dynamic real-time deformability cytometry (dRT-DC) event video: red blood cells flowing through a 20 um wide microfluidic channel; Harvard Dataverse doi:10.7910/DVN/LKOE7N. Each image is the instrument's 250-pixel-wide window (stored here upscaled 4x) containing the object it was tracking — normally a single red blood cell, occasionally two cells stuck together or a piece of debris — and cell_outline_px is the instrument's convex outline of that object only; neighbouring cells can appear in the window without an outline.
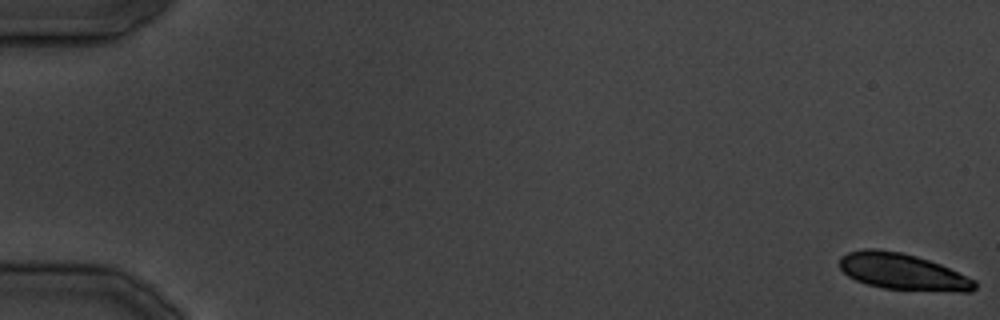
{"species": "common noctule bat (a hibernating species)", "species_latin": "Nyctalus noctula", "temperature_condition": "cold", "stored_images_in_passage": 38, "camera_frame_rate_fps": 3000, "um_per_image_px": 0.085, "animal": {"sex": "male", "body_mass_g": 19.5, "forearm_length_mm": 54.6}, "frame": {"image": 1, "passage_image": 1, "time_ms": 0.0, "image_size_px": [1000, 320], "cell_outline_px": [[976, 288], [972, 292], [960, 292], [884, 288], [868, 284], [856, 280], [848, 276], [840, 268], [840, 256], [848, 252], [864, 248], [872, 248], [904, 252], [940, 264], [976, 280]], "centroid_in_image_um": [76.73, 23.09], "position_along_channel_um": 8.3, "area_um2": 28.67}}
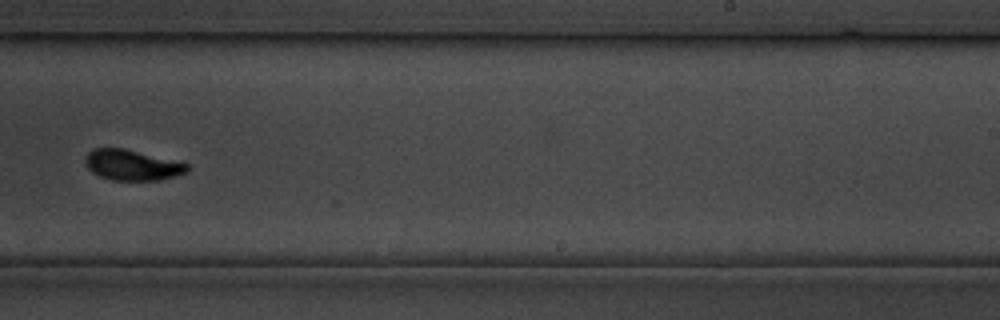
{"frame": {"image": 2, "passage_image": 24, "time_ms": 29.333, "image_size_px": [1000, 320], "cell_outline_px": [[188, 172], [176, 176], [160, 180], [112, 180], [100, 176], [92, 172], [84, 164], [84, 156], [92, 148], [124, 148], [180, 160], [188, 164]], "centroid_in_image_um": [11.25, 14.01], "position_along_channel_um": 277.8, "area_um2": 18.61}}
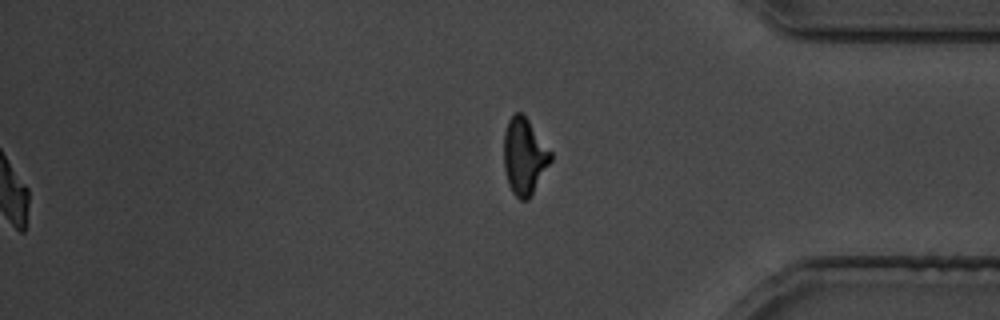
{"frame": {"image": 3, "passage_image": 38, "time_ms": 46.0, "image_size_px": [1000, 320], "cell_outline_px": [[552, 160], [528, 200], [520, 200], [512, 192], [508, 184], [504, 168], [504, 132], [508, 120], [516, 112], [520, 112], [528, 120], [552, 152]], "centroid_in_image_um": [44.56, 13.3], "position_along_channel_um": 390.6, "area_um2": 20.75}}